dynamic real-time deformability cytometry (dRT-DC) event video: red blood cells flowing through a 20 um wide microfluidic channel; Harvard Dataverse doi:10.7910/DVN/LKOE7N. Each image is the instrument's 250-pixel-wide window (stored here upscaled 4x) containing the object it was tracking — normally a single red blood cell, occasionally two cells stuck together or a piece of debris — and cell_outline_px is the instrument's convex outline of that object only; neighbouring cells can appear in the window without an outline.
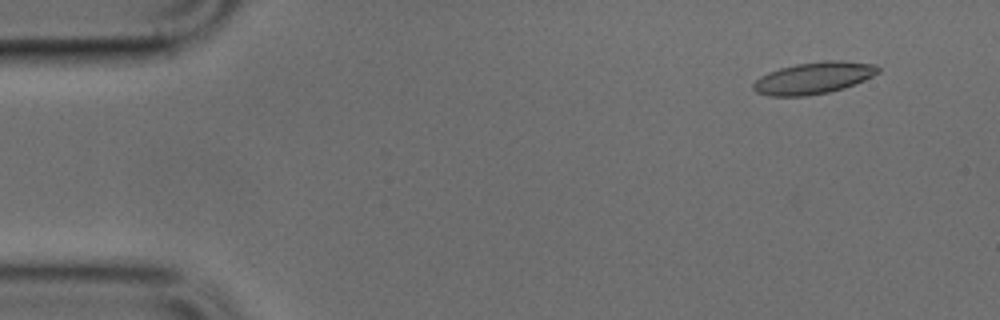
{"species": "common noctule bat (a hibernating species)", "species_latin": "Nyctalus noctula", "temperature_condition": "cold", "stored_images_in_passage": 46, "camera_frame_rate_fps": 3000, "um_per_image_px": 0.085, "animal": {"sex": "male", "body_mass_g": 17.9, "forearm_length_mm": 54.2}, "frame": {"image": 1, "passage_image": 1, "time_ms": 0.0, "image_size_px": [1000, 320], "cell_outline_px": [[880, 72], [864, 80], [844, 88], [828, 92], [804, 96], [768, 96], [756, 92], [752, 88], [752, 84], [760, 76], [768, 72], [780, 68], [796, 64], [824, 60], [840, 60], [876, 64], [880, 68]], "centroid_in_image_um": [69.15, 6.62], "position_along_channel_um": 15.8, "area_um2": 23.24}}
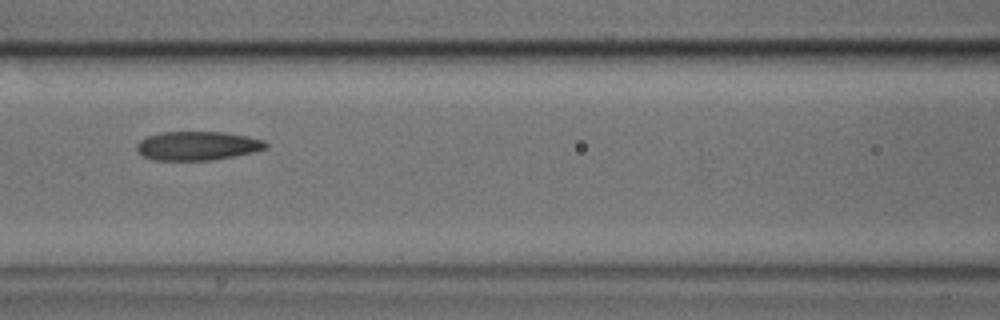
{"frame": {"image": 2, "passage_image": 18, "time_ms": 5.667, "image_size_px": [1000, 320], "cell_outline_px": [[268, 148], [252, 152], [212, 160], [152, 160], [144, 156], [136, 148], [136, 144], [140, 140], [148, 136], [160, 132], [224, 132], [248, 136], [264, 140], [268, 144]], "centroid_in_image_um": [16.79, 12.39], "position_along_channel_um": 149.8, "area_um2": 21.68}}
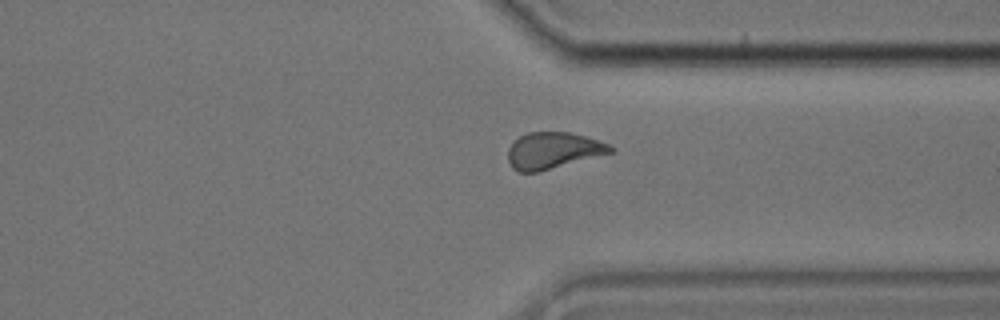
{"frame": {"image": 3, "passage_image": 34, "time_ms": 11.0, "image_size_px": [1000, 320], "cell_outline_px": [[616, 152], [536, 172], [516, 172], [512, 168], [508, 160], [508, 148], [520, 136], [528, 132], [568, 132], [584, 136], [608, 144], [616, 148]], "centroid_in_image_um": [47.03, 12.8], "position_along_channel_um": 364.4, "area_um2": 21.73}}